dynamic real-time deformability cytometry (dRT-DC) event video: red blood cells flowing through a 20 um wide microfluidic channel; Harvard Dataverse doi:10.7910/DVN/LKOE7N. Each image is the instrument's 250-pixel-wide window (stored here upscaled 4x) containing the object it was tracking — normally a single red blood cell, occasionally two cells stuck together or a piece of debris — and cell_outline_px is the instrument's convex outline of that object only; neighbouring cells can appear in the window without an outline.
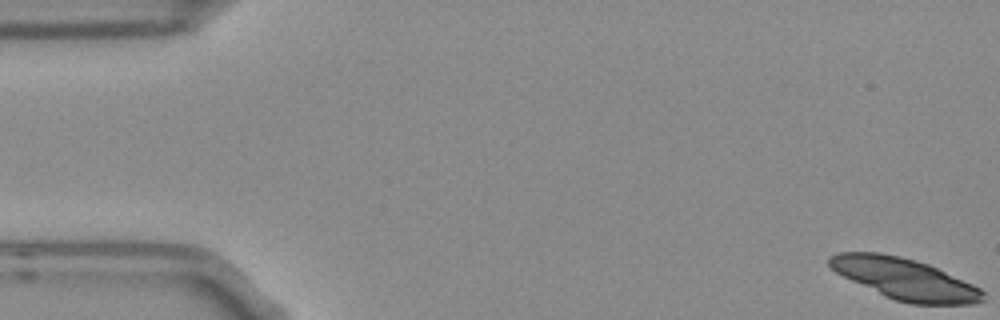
{"species": "Egyptian fruit bat (a non-hibernating species)", "species_latin": "Rousettus aegyptiacus", "temperature_condition": "room temperature", "stored_images_in_passage": 4, "camera_frame_rate_fps": 3000, "um_per_image_px": 0.085, "frame": {"image": 1, "passage_image": 1, "time_ms": 0.0, "image_size_px": [1000, 320], "cell_outline_px": [[984, 300], [976, 304], [912, 304], [896, 300], [884, 296], [836, 272], [828, 264], [828, 256], [836, 252], [880, 252], [900, 256], [916, 260], [928, 264], [972, 284], [980, 288], [984, 292]], "centroid_in_image_um": [76.9, 23.7], "position_along_channel_um": 8.1, "area_um2": 36.7}}